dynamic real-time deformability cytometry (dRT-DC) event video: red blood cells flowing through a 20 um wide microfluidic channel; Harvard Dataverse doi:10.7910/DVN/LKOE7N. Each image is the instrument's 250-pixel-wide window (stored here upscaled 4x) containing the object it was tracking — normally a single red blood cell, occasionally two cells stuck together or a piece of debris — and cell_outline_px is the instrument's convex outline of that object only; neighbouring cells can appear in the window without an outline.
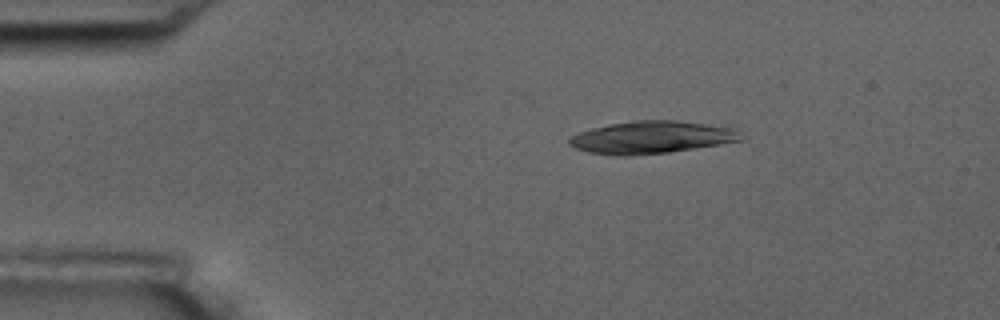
{"species": "common noctule bat (a hibernating species)", "species_latin": "Nyctalus noctula", "temperature_condition": "room temperature", "stored_images_in_passage": 4, "camera_frame_rate_fps": 3000, "um_per_image_px": 0.085, "animal": {"sex": "male", "body_mass_g": 17.5, "forearm_length_mm": 52.3}, "frame": {"image": 1, "passage_image": 1, "time_ms": 0.0, "image_size_px": [1000, 320], "cell_outline_px": [[748, 140], [668, 152], [628, 156], [616, 156], [588, 152], [576, 148], [568, 144], [568, 140], [572, 136], [580, 132], [592, 128], [608, 124], [636, 120], [676, 120], [736, 128], [748, 136]], "centroid_in_image_um": [55.48, 11.67], "position_along_channel_um": 29.5, "area_um2": 32.89}}